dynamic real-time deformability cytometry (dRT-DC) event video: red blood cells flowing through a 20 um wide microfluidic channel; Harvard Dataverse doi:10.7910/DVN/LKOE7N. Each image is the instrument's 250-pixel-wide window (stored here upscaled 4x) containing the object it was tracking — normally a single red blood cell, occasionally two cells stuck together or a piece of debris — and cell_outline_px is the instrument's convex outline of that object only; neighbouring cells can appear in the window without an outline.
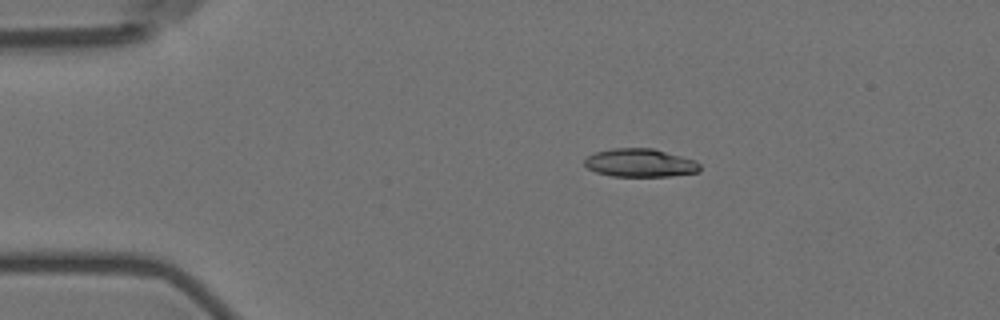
{"species": "Egyptian fruit bat (a non-hibernating species)", "species_latin": "Rousettus aegyptiacus", "temperature_condition": "room temperature", "stored_images_in_passage": 5, "camera_frame_rate_fps": 3000, "um_per_image_px": 0.085, "animal": {"sex": "female"}, "frame": {"image": 1, "passage_image": 3, "time_ms": 2.333, "image_size_px": [1000, 320], "cell_outline_px": [[700, 172], [668, 176], [612, 176], [596, 172], [588, 168], [584, 164], [584, 160], [592, 152], [612, 148], [652, 148], [696, 160], [700, 164]], "centroid_in_image_um": [54.4, 13.84], "position_along_channel_um": 30.6, "area_um2": 19.07}}